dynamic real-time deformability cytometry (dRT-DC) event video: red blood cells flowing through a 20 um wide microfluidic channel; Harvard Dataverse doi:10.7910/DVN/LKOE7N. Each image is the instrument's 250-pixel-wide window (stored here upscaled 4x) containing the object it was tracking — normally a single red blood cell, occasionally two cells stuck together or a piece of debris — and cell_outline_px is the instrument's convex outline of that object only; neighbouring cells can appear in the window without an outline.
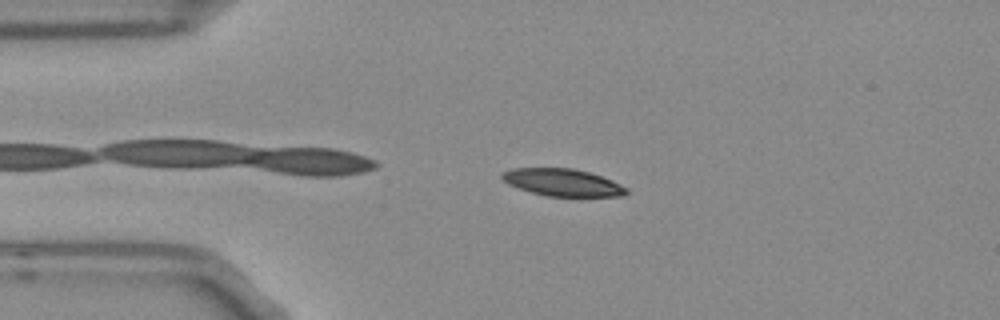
{"species": "Egyptian fruit bat (a non-hibernating species)", "species_latin": "Rousettus aegyptiacus", "temperature_condition": "room temperature", "stored_images_in_passage": 37, "camera_frame_rate_fps": 3000, "um_per_image_px": 0.085, "frame": {"image": 1, "passage_image": 3, "time_ms": 0.667, "image_size_px": [1000, 320], "cell_outline_px": [[628, 192], [624, 196], [548, 196], [532, 192], [508, 184], [500, 176], [504, 172], [512, 168], [572, 168], [588, 172], [612, 180], [628, 188]], "centroid_in_image_um": [47.84, 15.5], "position_along_channel_um": 37.2, "area_um2": 19.54}}
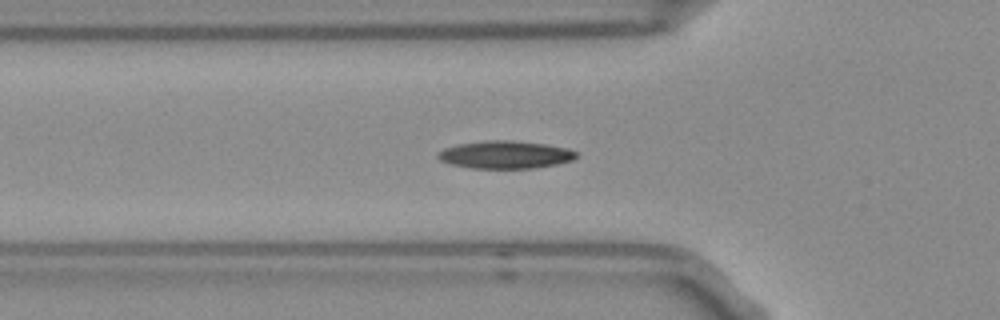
{"frame": {"image": 2, "passage_image": 9, "time_ms": 2.667, "image_size_px": [1000, 320], "cell_outline_px": [[576, 156], [572, 160], [556, 164], [532, 168], [472, 168], [452, 164], [440, 160], [436, 156], [436, 152], [444, 148], [460, 144], [484, 140], [508, 140], [544, 144], [564, 148], [576, 152]], "centroid_in_image_um": [42.88, 13.15], "position_along_channel_um": 82.9, "area_um2": 22.02}}
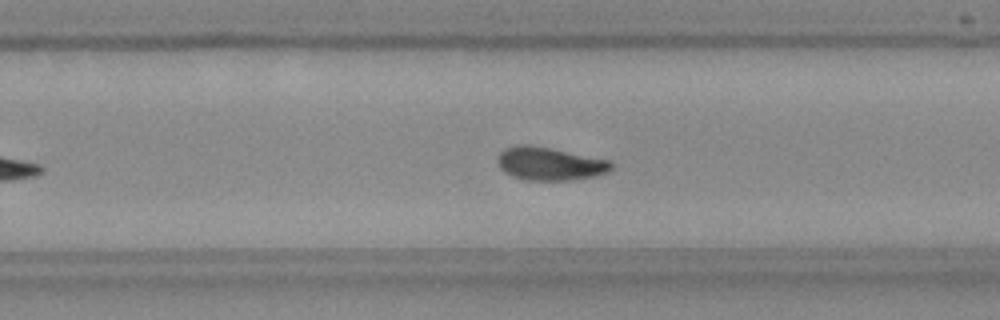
{"frame": {"image": 3, "passage_image": 25, "time_ms": 8.0, "image_size_px": [1000, 320], "cell_outline_px": [[612, 168], [604, 172], [592, 176], [568, 180], [528, 180], [512, 176], [504, 172], [500, 168], [496, 160], [496, 156], [504, 148], [516, 144], [528, 144], [608, 160], [612, 164]], "centroid_in_image_um": [46.61, 13.9], "position_along_channel_um": 283.2, "area_um2": 21.62}, "authors_computed_cell_mechanics": {"area_um2": 21.5016, "velocity_mm_per_s": 3.7451, "shape_relaxation_time_tau1_ms": 6.3256, "shape_relaxation_time_tau2_ms": 4.4372, "deformation_change_tau1": 0.1573, "deformation_change_tau2": 0.0972}}